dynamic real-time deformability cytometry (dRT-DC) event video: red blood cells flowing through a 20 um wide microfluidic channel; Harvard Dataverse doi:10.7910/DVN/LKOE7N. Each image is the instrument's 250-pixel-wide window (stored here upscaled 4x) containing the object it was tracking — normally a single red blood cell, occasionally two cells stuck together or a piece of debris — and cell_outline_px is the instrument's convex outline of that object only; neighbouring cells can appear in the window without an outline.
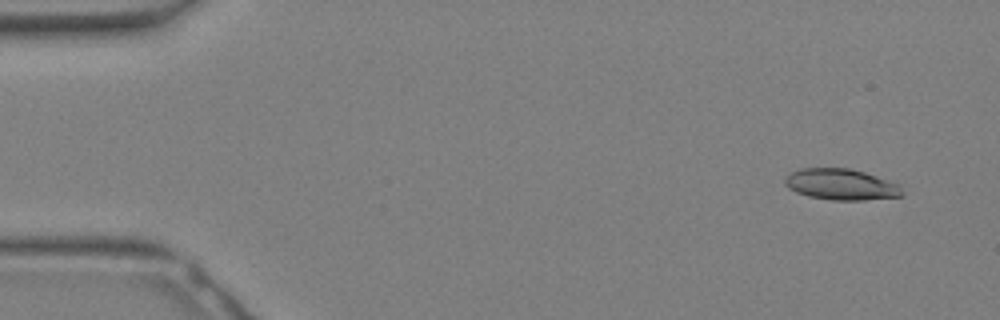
{"species": "Egyptian fruit bat (a non-hibernating species)", "species_latin": "Rousettus aegyptiacus", "temperature_condition": "warm", "stored_images_in_passage": 24, "camera_frame_rate_fps": 3000, "um_per_image_px": 0.085, "animal": {"sex": "female"}, "frame": {"image": 1, "passage_image": 3, "time_ms": 0.667, "image_size_px": [1000, 320], "cell_outline_px": [[904, 196], [864, 200], [832, 200], [808, 196], [796, 192], [788, 188], [784, 184], [784, 180], [792, 172], [800, 168], [848, 168], [864, 172], [900, 184]], "centroid_in_image_um": [71.51, 15.68], "position_along_channel_um": 13.5, "area_um2": 21.27}}
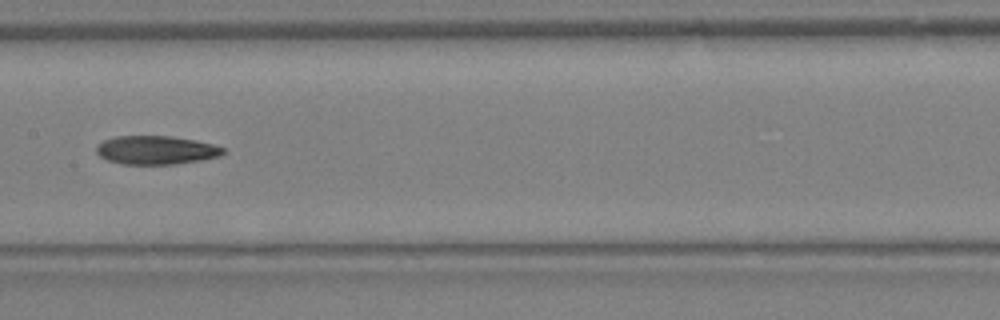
{"frame": {"image": 2, "passage_image": 17, "time_ms": 5.333, "image_size_px": [1000, 320], "cell_outline_px": [[224, 152], [220, 156], [200, 160], [172, 164], [124, 164], [108, 160], [100, 156], [96, 152], [96, 144], [104, 140], [116, 136], [168, 136], [196, 140], [212, 144], [224, 148]], "centroid_in_image_um": [13.24, 12.75], "position_along_channel_um": 194.2, "area_um2": 20.98}}
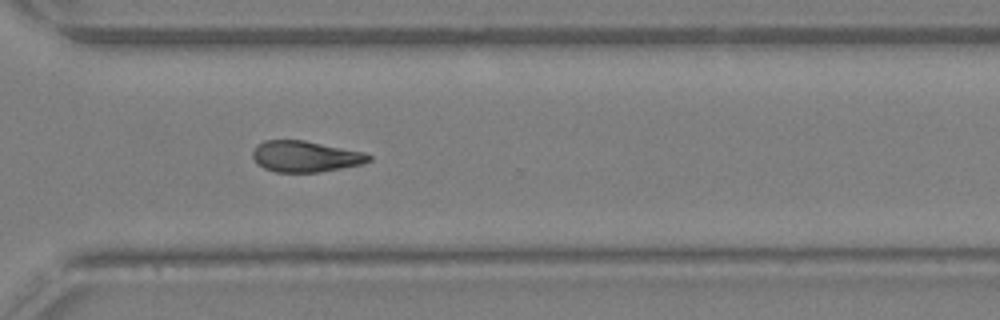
{"frame": {"image": 3, "passage_image": 24, "time_ms": 7.667, "image_size_px": [1000, 320], "cell_outline_px": [[372, 160], [360, 164], [320, 172], [276, 172], [264, 168], [256, 164], [252, 156], [252, 152], [256, 144], [264, 140], [304, 140], [364, 152], [372, 156]], "centroid_in_image_um": [25.91, 13.29], "position_along_channel_um": 344.7, "area_um2": 21.1}}